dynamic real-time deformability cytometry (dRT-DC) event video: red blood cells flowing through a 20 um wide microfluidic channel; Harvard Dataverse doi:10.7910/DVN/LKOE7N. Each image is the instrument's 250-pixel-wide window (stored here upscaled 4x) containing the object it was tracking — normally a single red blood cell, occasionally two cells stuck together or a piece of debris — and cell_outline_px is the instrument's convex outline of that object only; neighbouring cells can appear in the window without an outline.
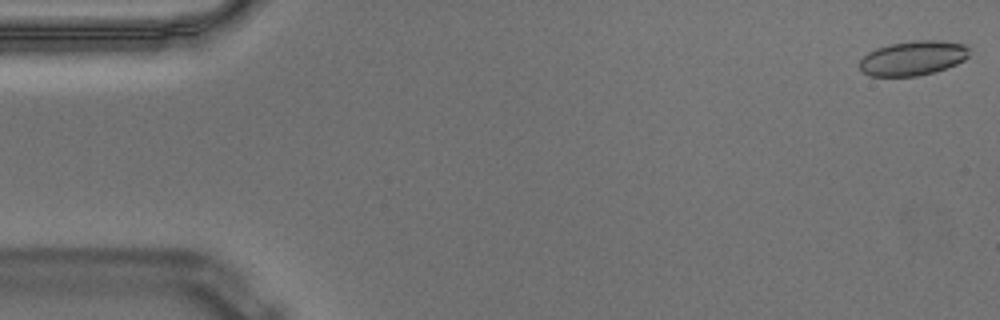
{"species": "Egyptian fruit bat (a non-hibernating species)", "species_latin": "Rousettus aegyptiacus", "temperature_condition": "warm", "stored_images_in_passage": 57, "camera_frame_rate_fps": 3000, "um_per_image_px": 0.085, "animal": {"sex": "male"}, "frame": {"image": 1, "passage_image": 1, "time_ms": 0.0, "image_size_px": [1000, 320], "cell_outline_px": [[968, 56], [964, 60], [956, 64], [932, 72], [916, 76], [868, 76], [860, 72], [860, 60], [868, 52], [876, 48], [892, 44], [916, 40], [940, 40], [964, 44], [968, 48]], "centroid_in_image_um": [77.57, 4.94], "position_along_channel_um": 7.4, "area_um2": 21.96}}
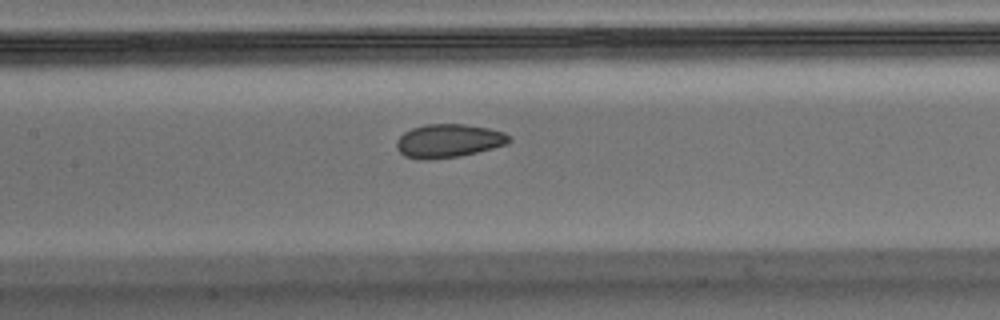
{"frame": {"image": 2, "passage_image": 26, "time_ms": 8.333, "image_size_px": [1000, 320], "cell_outline_px": [[512, 140], [508, 144], [460, 156], [428, 160], [404, 156], [396, 148], [396, 140], [404, 132], [412, 128], [424, 124], [464, 124], [488, 128], [504, 132], [512, 136]], "centroid_in_image_um": [38.14, 11.96], "position_along_channel_um": 169.3, "area_um2": 22.08}}
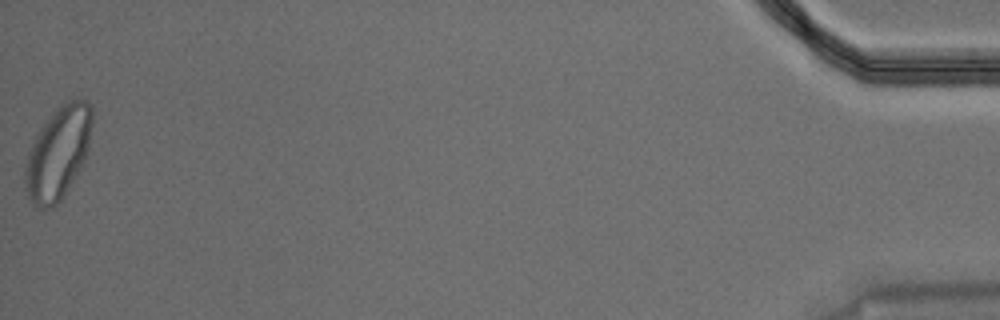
{"frame": {"image": 3, "passage_image": 57, "time_ms": 18.667, "image_size_px": [1000, 320], "cell_outline_px": [[92, 124], [88, 148], [84, 160], [80, 168], [60, 200], [52, 208], [44, 212], [32, 204], [28, 196], [24, 180], [24, 168], [28, 152], [40, 128], [52, 112], [68, 96], [88, 100], [92, 108]], "centroid_in_image_um": [4.93, 12.96], "position_along_channel_um": 430.3, "area_um2": 36.53}, "authors_computed_cell_mechanics": {"area_um2": 22.6576, "velocity_mm_per_s": 3.4969, "shape_relaxation_time_tau1_ms": 9.8439, "shape_relaxation_time_tau2_ms": 1.8998, "deformation_change_tau1": 0.163, "deformation_change_tau2": 0.0592}}